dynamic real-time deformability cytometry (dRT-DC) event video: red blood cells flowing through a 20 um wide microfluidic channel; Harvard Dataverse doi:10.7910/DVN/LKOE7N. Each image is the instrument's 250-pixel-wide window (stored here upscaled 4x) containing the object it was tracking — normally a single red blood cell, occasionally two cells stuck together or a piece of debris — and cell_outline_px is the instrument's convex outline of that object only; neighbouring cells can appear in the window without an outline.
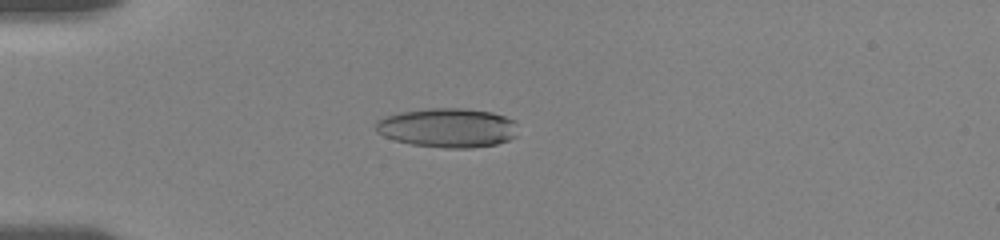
{"species": "human", "species_latin": "Homo sapiens", "temperature_condition": "room temperature", "stored_images_in_passage": 41, "camera_frame_rate_fps": 3000, "um_per_image_px": 0.085, "donor": {"sex": "female"}, "frame": {"image": 1, "passage_image": 1, "time_ms": 0.0, "image_size_px": [1000, 240], "cell_outline_px": [[516, 136], [508, 140], [496, 144], [472, 148], [444, 148], [412, 144], [396, 140], [384, 136], [376, 132], [376, 120], [400, 112], [428, 108], [464, 108], [492, 112], [516, 120]], "centroid_in_image_um": [38.07, 10.86], "position_along_channel_um": 46.9, "area_um2": 32.6}}
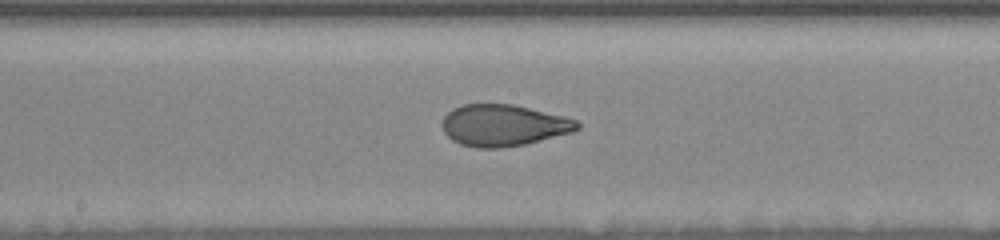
{"frame": {"image": 2, "passage_image": 16, "time_ms": 5.0, "image_size_px": [1000, 240], "cell_outline_px": [[580, 128], [572, 132], [524, 144], [500, 148], [476, 148], [460, 144], [452, 140], [444, 132], [444, 116], [452, 108], [464, 104], [512, 104], [564, 116], [576, 120], [580, 124]], "centroid_in_image_um": [42.79, 10.65], "position_along_channel_um": 205.4, "area_um2": 32.48}}
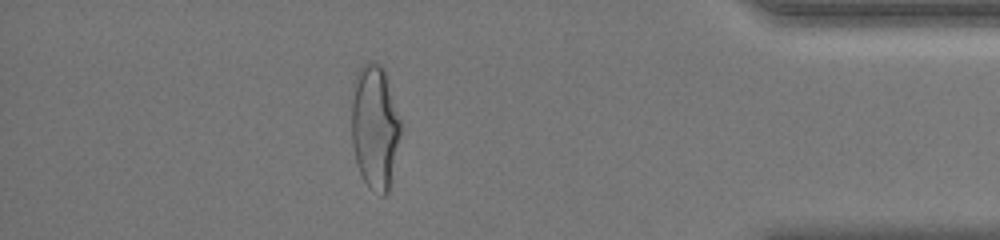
{"frame": {"image": 3, "passage_image": 35, "time_ms": 11.333, "image_size_px": [1000, 240], "cell_outline_px": [[404, 128], [388, 192], [384, 196], [380, 196], [368, 188], [356, 164], [352, 144], [352, 84], [356, 72], [368, 60], [372, 60], [380, 64], [384, 68], [404, 124]], "centroid_in_image_um": [31.9, 10.77], "position_along_channel_um": 403.3, "area_um2": 37.05}, "authors_computed_cell_mechanics": {"area_um2": 33.4662, "velocity_mm_per_s": 3.6385, "shape_relaxation_time_tau1_ms": 5.6931, "shape_relaxation_time_tau2_ms": 1.098, "deformation_change_tau1": 0.2016, "deformation_change_tau2": 0.0688}}